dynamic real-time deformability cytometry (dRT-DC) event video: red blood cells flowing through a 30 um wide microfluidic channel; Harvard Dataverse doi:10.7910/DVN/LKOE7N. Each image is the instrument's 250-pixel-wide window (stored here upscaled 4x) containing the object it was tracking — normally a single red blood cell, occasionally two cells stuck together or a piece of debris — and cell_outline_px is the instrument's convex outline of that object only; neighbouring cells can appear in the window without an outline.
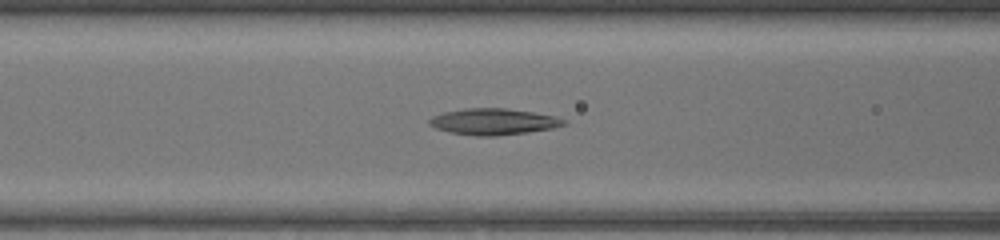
{"species": "common noctule bat (a hibernating species)", "species_latin": "Nyctalus noctula", "temperature_condition": "warm", "stored_images_in_passage": 47, "camera_frame_rate_fps": 3000, "um_per_image_px": 0.085, "animal": {"sex": "female", "body_mass_g": 17.0, "forearm_length_mm": 48.0}, "frame": {"image": 1, "passage_image": 20, "time_ms": 6.333, "image_size_px": [1000, 240], "cell_outline_px": [[568, 124], [552, 128], [528, 132], [496, 136], [476, 136], [448, 132], [436, 128], [428, 124], [428, 120], [432, 116], [444, 112], [468, 108], [504, 108], [532, 112], [556, 116], [564, 120]], "centroid_in_image_um": [41.93, 10.34], "position_along_channel_um": 124.7, "area_um2": 20.58}}
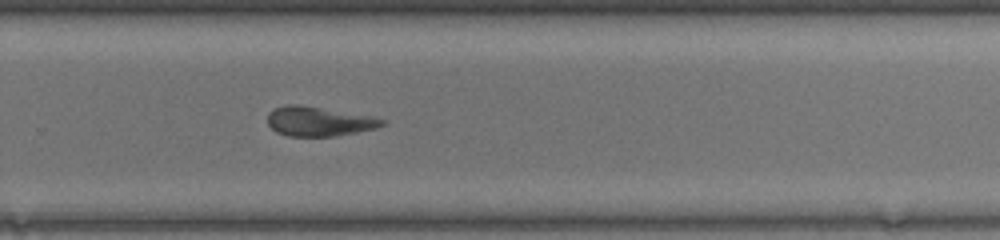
{"frame": {"image": 2, "passage_image": 32, "time_ms": 10.333, "image_size_px": [1000, 240], "cell_outline_px": [[388, 124], [376, 128], [336, 136], [288, 136], [276, 132], [268, 124], [268, 112], [276, 108], [288, 104], [296, 104], [372, 116], [388, 120]], "centroid_in_image_um": [27.14, 10.32], "position_along_channel_um": 302.7, "area_um2": 19.65}}
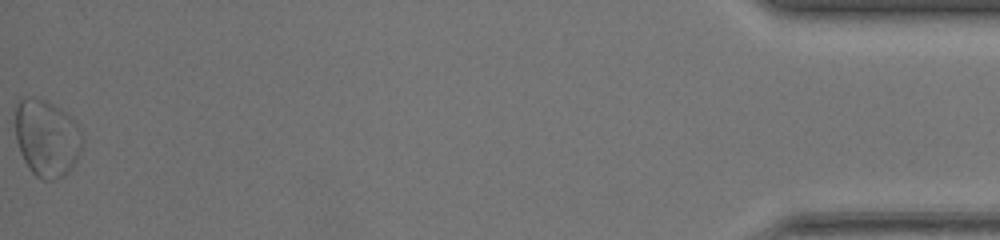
{"frame": {"image": 3, "passage_image": 47, "time_ms": 15.333, "image_size_px": [1000, 240], "cell_outline_px": [[80, 152], [76, 160], [68, 172], [64, 176], [52, 180], [44, 180], [36, 176], [28, 168], [20, 152], [16, 140], [16, 108], [20, 100], [32, 96], [44, 100], [52, 104], [68, 116], [80, 128]], "centroid_in_image_um": [3.94, 11.76], "position_along_channel_um": 431.3, "area_um2": 29.48}}